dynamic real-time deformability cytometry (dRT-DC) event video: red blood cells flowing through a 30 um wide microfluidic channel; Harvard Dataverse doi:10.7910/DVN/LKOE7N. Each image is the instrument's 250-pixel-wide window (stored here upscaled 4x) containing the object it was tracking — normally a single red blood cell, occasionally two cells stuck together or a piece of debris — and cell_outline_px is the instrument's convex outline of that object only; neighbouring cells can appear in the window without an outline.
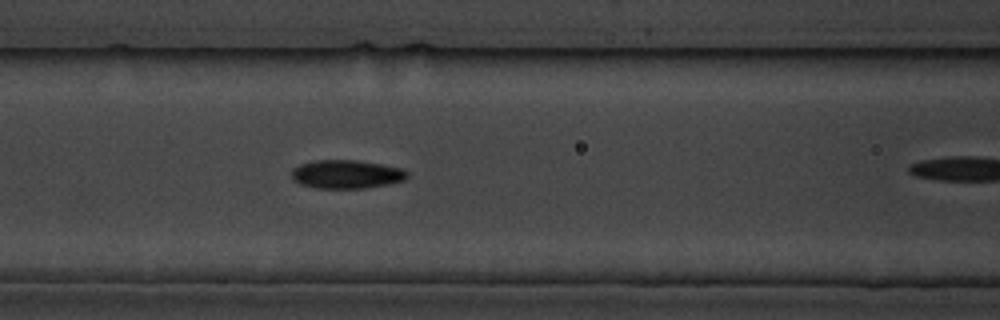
{"species": "common noctule bat (a hibernating species)", "species_latin": "Nyctalus noctula", "temperature_condition": "cold", "stored_images_in_passage": 8, "camera_frame_rate_fps": 3000, "um_per_image_px": 0.085, "animal": {"sex": "male", "body_mass_g": 19.5, "forearm_length_mm": 54.6}, "frame": {"image": 1, "passage_image": 7, "time_ms": 7.667, "image_size_px": [1000, 320], "cell_outline_px": [[408, 176], [404, 180], [388, 184], [364, 188], [316, 188], [300, 184], [292, 180], [292, 172], [300, 164], [316, 160], [356, 160], [380, 164], [400, 168], [408, 172]], "centroid_in_image_um": [29.44, 14.81], "position_along_channel_um": 137.2, "area_um2": 19.07}}